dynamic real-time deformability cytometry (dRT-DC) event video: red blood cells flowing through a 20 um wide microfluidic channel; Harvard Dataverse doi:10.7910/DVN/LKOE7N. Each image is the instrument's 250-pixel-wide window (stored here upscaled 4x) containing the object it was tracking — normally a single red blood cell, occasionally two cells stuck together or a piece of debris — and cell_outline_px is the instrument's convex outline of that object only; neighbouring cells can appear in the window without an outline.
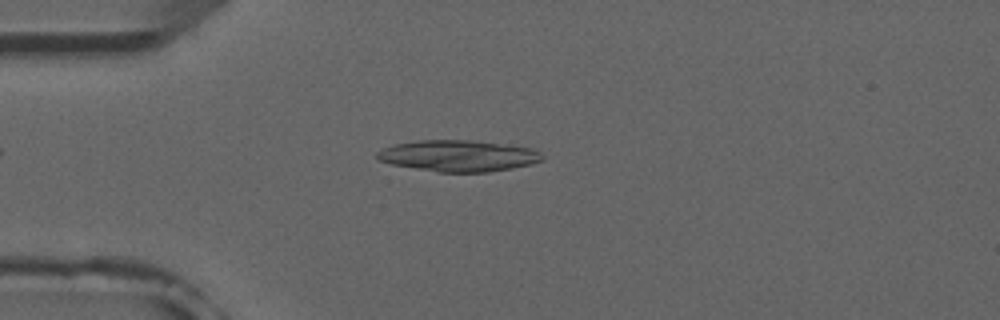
{"species": "common noctule bat (a hibernating species)", "species_latin": "Nyctalus noctula", "temperature_condition": "room temperature", "stored_images_in_passage": 2, "camera_frame_rate_fps": 3000, "um_per_image_px": 0.085, "animal": {"sex": "male", "forearm_length_mm": 52.5}, "frame": {"image": 1, "passage_image": 2, "time_ms": 1.333, "image_size_px": [1000, 320], "cell_outline_px": [[544, 160], [532, 164], [512, 168], [488, 172], [440, 172], [392, 164], [380, 160], [376, 156], [376, 152], [384, 148], [396, 144], [420, 140], [472, 140], [532, 148], [540, 152], [544, 156]], "centroid_in_image_um": [39.01, 13.24], "position_along_channel_um": 46.0, "area_um2": 29.94}}